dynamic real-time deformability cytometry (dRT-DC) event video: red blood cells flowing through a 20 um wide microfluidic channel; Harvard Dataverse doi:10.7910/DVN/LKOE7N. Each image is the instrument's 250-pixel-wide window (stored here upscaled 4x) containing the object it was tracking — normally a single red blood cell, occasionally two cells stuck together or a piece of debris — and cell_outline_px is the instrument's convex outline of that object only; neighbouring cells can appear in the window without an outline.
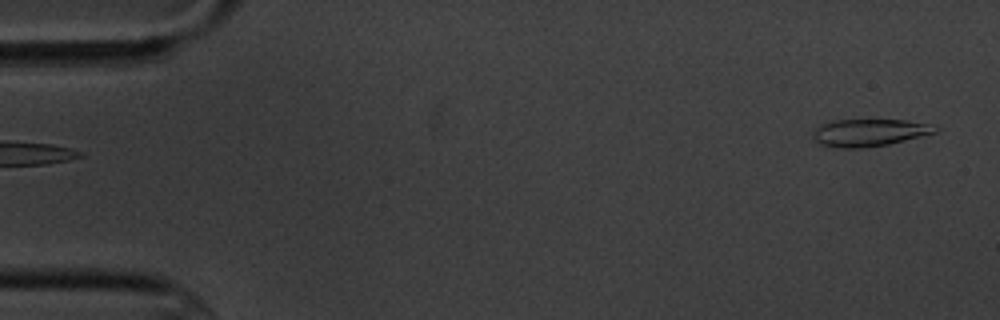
{"species": "common noctule bat (a hibernating species)", "species_latin": "Nyctalus noctula", "temperature_condition": "cold", "stored_images_in_passage": 6, "segment_of_instrument_passage": [2, 2], "camera_frame_rate_fps": 3000, "um_per_image_px": 0.085, "animal": {"sex": "male", "body_mass_g": 20.1, "forearm_length_mm": 53.5}, "frame": {"image": 1, "passage_image": 6, "time_ms": 5.667, "image_size_px": [1000, 320], "cell_outline_px": [[940, 128], [936, 132], [888, 144], [860, 148], [840, 148], [820, 144], [812, 136], [812, 128], [820, 124], [836, 120], [904, 120], [928, 124]], "centroid_in_image_um": [73.82, 11.27], "position_along_channel_um": 11.2, "area_um2": 19.31}}